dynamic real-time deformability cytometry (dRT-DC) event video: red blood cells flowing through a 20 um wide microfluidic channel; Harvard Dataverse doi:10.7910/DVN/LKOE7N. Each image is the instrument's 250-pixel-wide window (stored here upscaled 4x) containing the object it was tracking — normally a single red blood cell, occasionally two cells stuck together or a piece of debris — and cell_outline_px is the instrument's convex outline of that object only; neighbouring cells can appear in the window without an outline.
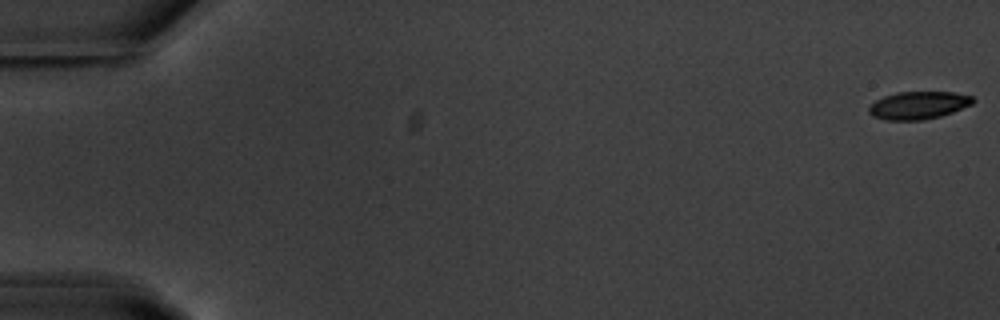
{"species": "common noctule bat (a hibernating species)", "species_latin": "Nyctalus noctula", "temperature_condition": "warm", "stored_images_in_passage": 13, "camera_frame_rate_fps": 3000, "um_per_image_px": 0.085, "animal": {"sex": "male", "body_mass_g": 20.1, "forearm_length_mm": 53.5}, "frame": {"image": 1, "passage_image": 1, "time_ms": 0.0, "image_size_px": [1000, 320], "cell_outline_px": [[976, 100], [972, 104], [952, 112], [940, 116], [924, 120], [888, 120], [872, 116], [868, 112], [868, 108], [876, 100], [884, 96], [896, 92], [952, 92], [972, 96]], "centroid_in_image_um": [78.06, 8.95], "position_along_channel_um": 6.9, "area_um2": 16.76}}